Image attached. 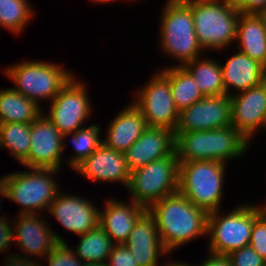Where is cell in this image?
<instances>
[{
	"instance_id": "6da1fadb",
	"label": "cell",
	"mask_w": 266,
	"mask_h": 266,
	"mask_svg": "<svg viewBox=\"0 0 266 266\" xmlns=\"http://www.w3.org/2000/svg\"><path fill=\"white\" fill-rule=\"evenodd\" d=\"M147 211L153 216L161 243L169 254L207 236L209 213L179 191L155 202Z\"/></svg>"
},
{
	"instance_id": "7a4b0ae2",
	"label": "cell",
	"mask_w": 266,
	"mask_h": 266,
	"mask_svg": "<svg viewBox=\"0 0 266 266\" xmlns=\"http://www.w3.org/2000/svg\"><path fill=\"white\" fill-rule=\"evenodd\" d=\"M251 143L235 127L179 132L175 136V152L179 163L189 161H227L244 157Z\"/></svg>"
},
{
	"instance_id": "3957f363",
	"label": "cell",
	"mask_w": 266,
	"mask_h": 266,
	"mask_svg": "<svg viewBox=\"0 0 266 266\" xmlns=\"http://www.w3.org/2000/svg\"><path fill=\"white\" fill-rule=\"evenodd\" d=\"M165 2L159 22L160 50L177 60V66H183L201 57L204 50L195 33L191 6L185 0Z\"/></svg>"
},
{
	"instance_id": "277c9868",
	"label": "cell",
	"mask_w": 266,
	"mask_h": 266,
	"mask_svg": "<svg viewBox=\"0 0 266 266\" xmlns=\"http://www.w3.org/2000/svg\"><path fill=\"white\" fill-rule=\"evenodd\" d=\"M185 1L191 6L195 33L203 50L222 51L235 44L240 16L236 4L225 0Z\"/></svg>"
},
{
	"instance_id": "5b68a950",
	"label": "cell",
	"mask_w": 266,
	"mask_h": 266,
	"mask_svg": "<svg viewBox=\"0 0 266 266\" xmlns=\"http://www.w3.org/2000/svg\"><path fill=\"white\" fill-rule=\"evenodd\" d=\"M28 171H16L3 175L2 185L6 199L20 206V214H40L48 211L60 186L56 177L60 170L27 167Z\"/></svg>"
},
{
	"instance_id": "8992f818",
	"label": "cell",
	"mask_w": 266,
	"mask_h": 266,
	"mask_svg": "<svg viewBox=\"0 0 266 266\" xmlns=\"http://www.w3.org/2000/svg\"><path fill=\"white\" fill-rule=\"evenodd\" d=\"M2 70L12 80L14 90L40 107L41 101L51 102L74 76L69 69L44 60L18 62Z\"/></svg>"
},
{
	"instance_id": "52a82bcc",
	"label": "cell",
	"mask_w": 266,
	"mask_h": 266,
	"mask_svg": "<svg viewBox=\"0 0 266 266\" xmlns=\"http://www.w3.org/2000/svg\"><path fill=\"white\" fill-rule=\"evenodd\" d=\"M226 166L214 160L179 163L178 191L208 213L221 210Z\"/></svg>"
},
{
	"instance_id": "ba28073f",
	"label": "cell",
	"mask_w": 266,
	"mask_h": 266,
	"mask_svg": "<svg viewBox=\"0 0 266 266\" xmlns=\"http://www.w3.org/2000/svg\"><path fill=\"white\" fill-rule=\"evenodd\" d=\"M262 212V205L248 202L238 204L230 212H210L207 227L208 251L228 255L234 250L248 246L254 221Z\"/></svg>"
},
{
	"instance_id": "9c48e42d",
	"label": "cell",
	"mask_w": 266,
	"mask_h": 266,
	"mask_svg": "<svg viewBox=\"0 0 266 266\" xmlns=\"http://www.w3.org/2000/svg\"><path fill=\"white\" fill-rule=\"evenodd\" d=\"M179 161L176 152L152 161L130 173L127 193L135 203L148 209L155 202L178 192Z\"/></svg>"
},
{
	"instance_id": "30bf717a",
	"label": "cell",
	"mask_w": 266,
	"mask_h": 266,
	"mask_svg": "<svg viewBox=\"0 0 266 266\" xmlns=\"http://www.w3.org/2000/svg\"><path fill=\"white\" fill-rule=\"evenodd\" d=\"M86 87V83L74 75L50 102L49 111L44 112L62 135L84 127L92 116L93 107Z\"/></svg>"
},
{
	"instance_id": "8fae6325",
	"label": "cell",
	"mask_w": 266,
	"mask_h": 266,
	"mask_svg": "<svg viewBox=\"0 0 266 266\" xmlns=\"http://www.w3.org/2000/svg\"><path fill=\"white\" fill-rule=\"evenodd\" d=\"M133 104L141 111L148 127H163L175 131L179 111L172 97L169 79L161 72L150 77L134 93Z\"/></svg>"
},
{
	"instance_id": "7c38bea8",
	"label": "cell",
	"mask_w": 266,
	"mask_h": 266,
	"mask_svg": "<svg viewBox=\"0 0 266 266\" xmlns=\"http://www.w3.org/2000/svg\"><path fill=\"white\" fill-rule=\"evenodd\" d=\"M16 216V219L12 218L11 220L14 222V244H17L16 246H19L18 248H21L20 252H22L20 254L18 253L19 256L29 259H32L34 256V260L36 259L35 257H41V259H43L58 243H67V241L61 237L63 235H59L52 230L53 228H50V224L45 220V216H42V213L17 214ZM26 253L29 254V256H26Z\"/></svg>"
},
{
	"instance_id": "4fadbf2b",
	"label": "cell",
	"mask_w": 266,
	"mask_h": 266,
	"mask_svg": "<svg viewBox=\"0 0 266 266\" xmlns=\"http://www.w3.org/2000/svg\"><path fill=\"white\" fill-rule=\"evenodd\" d=\"M63 135L43 112L30 125V150L21 163L25 167L60 170Z\"/></svg>"
},
{
	"instance_id": "5bb4252c",
	"label": "cell",
	"mask_w": 266,
	"mask_h": 266,
	"mask_svg": "<svg viewBox=\"0 0 266 266\" xmlns=\"http://www.w3.org/2000/svg\"><path fill=\"white\" fill-rule=\"evenodd\" d=\"M232 100L228 95L208 96L179 113V132L204 131L231 126Z\"/></svg>"
},
{
	"instance_id": "9a60e30c",
	"label": "cell",
	"mask_w": 266,
	"mask_h": 266,
	"mask_svg": "<svg viewBox=\"0 0 266 266\" xmlns=\"http://www.w3.org/2000/svg\"><path fill=\"white\" fill-rule=\"evenodd\" d=\"M92 200L71 195L59 190L47 213L58 221L63 228L76 235H83L99 225L100 209Z\"/></svg>"
},
{
	"instance_id": "2e32d148",
	"label": "cell",
	"mask_w": 266,
	"mask_h": 266,
	"mask_svg": "<svg viewBox=\"0 0 266 266\" xmlns=\"http://www.w3.org/2000/svg\"><path fill=\"white\" fill-rule=\"evenodd\" d=\"M230 98L231 126L251 143L261 128L266 129V80Z\"/></svg>"
},
{
	"instance_id": "e0dca14e",
	"label": "cell",
	"mask_w": 266,
	"mask_h": 266,
	"mask_svg": "<svg viewBox=\"0 0 266 266\" xmlns=\"http://www.w3.org/2000/svg\"><path fill=\"white\" fill-rule=\"evenodd\" d=\"M74 171L83 178L103 183H121L127 188L130 171L124 152L116 151L102 143L89 157L80 163Z\"/></svg>"
},
{
	"instance_id": "ac0fdd59",
	"label": "cell",
	"mask_w": 266,
	"mask_h": 266,
	"mask_svg": "<svg viewBox=\"0 0 266 266\" xmlns=\"http://www.w3.org/2000/svg\"><path fill=\"white\" fill-rule=\"evenodd\" d=\"M175 152V135L168 128L147 127L124 153L130 172Z\"/></svg>"
},
{
	"instance_id": "d6986e66",
	"label": "cell",
	"mask_w": 266,
	"mask_h": 266,
	"mask_svg": "<svg viewBox=\"0 0 266 266\" xmlns=\"http://www.w3.org/2000/svg\"><path fill=\"white\" fill-rule=\"evenodd\" d=\"M124 244L138 266H160V256L169 257L161 243L155 220L147 210L135 222Z\"/></svg>"
},
{
	"instance_id": "ffe728a7",
	"label": "cell",
	"mask_w": 266,
	"mask_h": 266,
	"mask_svg": "<svg viewBox=\"0 0 266 266\" xmlns=\"http://www.w3.org/2000/svg\"><path fill=\"white\" fill-rule=\"evenodd\" d=\"M108 199L103 201L105 207L100 208L99 225L114 244H124L135 222L147 209L132 200L125 202L114 197Z\"/></svg>"
},
{
	"instance_id": "44dd1931",
	"label": "cell",
	"mask_w": 266,
	"mask_h": 266,
	"mask_svg": "<svg viewBox=\"0 0 266 266\" xmlns=\"http://www.w3.org/2000/svg\"><path fill=\"white\" fill-rule=\"evenodd\" d=\"M233 53L224 64L220 63L225 94L228 96L253 88L266 80L262 64L239 50Z\"/></svg>"
},
{
	"instance_id": "7402d4cb",
	"label": "cell",
	"mask_w": 266,
	"mask_h": 266,
	"mask_svg": "<svg viewBox=\"0 0 266 266\" xmlns=\"http://www.w3.org/2000/svg\"><path fill=\"white\" fill-rule=\"evenodd\" d=\"M120 111L107 125V137L104 136L103 143L116 151L125 153L148 126L141 111L133 102Z\"/></svg>"
},
{
	"instance_id": "603a6c76",
	"label": "cell",
	"mask_w": 266,
	"mask_h": 266,
	"mask_svg": "<svg viewBox=\"0 0 266 266\" xmlns=\"http://www.w3.org/2000/svg\"><path fill=\"white\" fill-rule=\"evenodd\" d=\"M235 45L237 50L266 65V17L264 14L240 13Z\"/></svg>"
},
{
	"instance_id": "cb8c5ba5",
	"label": "cell",
	"mask_w": 266,
	"mask_h": 266,
	"mask_svg": "<svg viewBox=\"0 0 266 266\" xmlns=\"http://www.w3.org/2000/svg\"><path fill=\"white\" fill-rule=\"evenodd\" d=\"M42 108L12 87L0 89V124L32 123L44 112Z\"/></svg>"
},
{
	"instance_id": "d4e9b609",
	"label": "cell",
	"mask_w": 266,
	"mask_h": 266,
	"mask_svg": "<svg viewBox=\"0 0 266 266\" xmlns=\"http://www.w3.org/2000/svg\"><path fill=\"white\" fill-rule=\"evenodd\" d=\"M183 67L191 74L204 97L225 95L219 61L202 56L187 62Z\"/></svg>"
},
{
	"instance_id": "484cf974",
	"label": "cell",
	"mask_w": 266,
	"mask_h": 266,
	"mask_svg": "<svg viewBox=\"0 0 266 266\" xmlns=\"http://www.w3.org/2000/svg\"><path fill=\"white\" fill-rule=\"evenodd\" d=\"M160 71L169 79L172 97L179 113L204 98L195 80L183 66L175 64Z\"/></svg>"
},
{
	"instance_id": "4316f807",
	"label": "cell",
	"mask_w": 266,
	"mask_h": 266,
	"mask_svg": "<svg viewBox=\"0 0 266 266\" xmlns=\"http://www.w3.org/2000/svg\"><path fill=\"white\" fill-rule=\"evenodd\" d=\"M101 127L98 124L86 125L74 133L63 135V153L67 143L66 140L71 136L74 155L63 161L67 166L74 170L80 163L89 157L102 143L103 139L100 137Z\"/></svg>"
},
{
	"instance_id": "83f0119b",
	"label": "cell",
	"mask_w": 266,
	"mask_h": 266,
	"mask_svg": "<svg viewBox=\"0 0 266 266\" xmlns=\"http://www.w3.org/2000/svg\"><path fill=\"white\" fill-rule=\"evenodd\" d=\"M79 237L74 249L78 259L83 263H106L114 243L100 225Z\"/></svg>"
},
{
	"instance_id": "f1b7e54d",
	"label": "cell",
	"mask_w": 266,
	"mask_h": 266,
	"mask_svg": "<svg viewBox=\"0 0 266 266\" xmlns=\"http://www.w3.org/2000/svg\"><path fill=\"white\" fill-rule=\"evenodd\" d=\"M31 123L0 124V150L6 149L22 163L29 155Z\"/></svg>"
},
{
	"instance_id": "f546056e",
	"label": "cell",
	"mask_w": 266,
	"mask_h": 266,
	"mask_svg": "<svg viewBox=\"0 0 266 266\" xmlns=\"http://www.w3.org/2000/svg\"><path fill=\"white\" fill-rule=\"evenodd\" d=\"M34 10L28 0H0V26L15 35L20 34L32 21Z\"/></svg>"
},
{
	"instance_id": "4dcf8cb0",
	"label": "cell",
	"mask_w": 266,
	"mask_h": 266,
	"mask_svg": "<svg viewBox=\"0 0 266 266\" xmlns=\"http://www.w3.org/2000/svg\"><path fill=\"white\" fill-rule=\"evenodd\" d=\"M74 248L69 243H58L56 247L45 257L48 266H83L84 263L77 258ZM44 266V265H41Z\"/></svg>"
},
{
	"instance_id": "1f68e13d",
	"label": "cell",
	"mask_w": 266,
	"mask_h": 266,
	"mask_svg": "<svg viewBox=\"0 0 266 266\" xmlns=\"http://www.w3.org/2000/svg\"><path fill=\"white\" fill-rule=\"evenodd\" d=\"M227 256L232 266H265L266 264V260L249 245L234 250Z\"/></svg>"
},
{
	"instance_id": "d6a6232c",
	"label": "cell",
	"mask_w": 266,
	"mask_h": 266,
	"mask_svg": "<svg viewBox=\"0 0 266 266\" xmlns=\"http://www.w3.org/2000/svg\"><path fill=\"white\" fill-rule=\"evenodd\" d=\"M249 246L266 260V214L264 212L254 221Z\"/></svg>"
},
{
	"instance_id": "836d02e7",
	"label": "cell",
	"mask_w": 266,
	"mask_h": 266,
	"mask_svg": "<svg viewBox=\"0 0 266 266\" xmlns=\"http://www.w3.org/2000/svg\"><path fill=\"white\" fill-rule=\"evenodd\" d=\"M106 264L107 266H138L125 244H114L112 246Z\"/></svg>"
},
{
	"instance_id": "e575fe53",
	"label": "cell",
	"mask_w": 266,
	"mask_h": 266,
	"mask_svg": "<svg viewBox=\"0 0 266 266\" xmlns=\"http://www.w3.org/2000/svg\"><path fill=\"white\" fill-rule=\"evenodd\" d=\"M8 217L0 218V252H9V247L14 243L13 221L7 220ZM10 221V222H9ZM12 222V223H11ZM12 224V225H11Z\"/></svg>"
},
{
	"instance_id": "d590c367",
	"label": "cell",
	"mask_w": 266,
	"mask_h": 266,
	"mask_svg": "<svg viewBox=\"0 0 266 266\" xmlns=\"http://www.w3.org/2000/svg\"><path fill=\"white\" fill-rule=\"evenodd\" d=\"M236 6L240 13L264 14L266 12V0H240Z\"/></svg>"
},
{
	"instance_id": "8d00e7d4",
	"label": "cell",
	"mask_w": 266,
	"mask_h": 266,
	"mask_svg": "<svg viewBox=\"0 0 266 266\" xmlns=\"http://www.w3.org/2000/svg\"><path fill=\"white\" fill-rule=\"evenodd\" d=\"M38 260L25 258L15 254L14 252L11 255H7L4 259V265L2 266H41Z\"/></svg>"
},
{
	"instance_id": "74e56055",
	"label": "cell",
	"mask_w": 266,
	"mask_h": 266,
	"mask_svg": "<svg viewBox=\"0 0 266 266\" xmlns=\"http://www.w3.org/2000/svg\"><path fill=\"white\" fill-rule=\"evenodd\" d=\"M196 266H232V264L227 255L208 252V255L205 257V259Z\"/></svg>"
},
{
	"instance_id": "f35d334b",
	"label": "cell",
	"mask_w": 266,
	"mask_h": 266,
	"mask_svg": "<svg viewBox=\"0 0 266 266\" xmlns=\"http://www.w3.org/2000/svg\"><path fill=\"white\" fill-rule=\"evenodd\" d=\"M160 266H196V265H192L191 263H189V262H181V261H170V260H168L167 259V261H165V262H163V264L162 265H160Z\"/></svg>"
},
{
	"instance_id": "ab89813d",
	"label": "cell",
	"mask_w": 266,
	"mask_h": 266,
	"mask_svg": "<svg viewBox=\"0 0 266 266\" xmlns=\"http://www.w3.org/2000/svg\"><path fill=\"white\" fill-rule=\"evenodd\" d=\"M1 195H2V196H1ZM0 197H2V199H3V197L6 198V192H5V190H4V186H3L2 184L0 185ZM0 199H1V198H0ZM0 204H1V201H0ZM1 207H2V206L0 205V210H2ZM0 214H2V216L0 215V218H3V217L6 216V215H3V213H1V212H0Z\"/></svg>"
},
{
	"instance_id": "60d3db41",
	"label": "cell",
	"mask_w": 266,
	"mask_h": 266,
	"mask_svg": "<svg viewBox=\"0 0 266 266\" xmlns=\"http://www.w3.org/2000/svg\"><path fill=\"white\" fill-rule=\"evenodd\" d=\"M89 1H91V2H95V3H97V4H110V3H114V2H116V1H119V0H89ZM114 1V2H113Z\"/></svg>"
},
{
	"instance_id": "b9f144b4",
	"label": "cell",
	"mask_w": 266,
	"mask_h": 266,
	"mask_svg": "<svg viewBox=\"0 0 266 266\" xmlns=\"http://www.w3.org/2000/svg\"><path fill=\"white\" fill-rule=\"evenodd\" d=\"M83 266H107L106 263H84Z\"/></svg>"
},
{
	"instance_id": "7bdbcfd3",
	"label": "cell",
	"mask_w": 266,
	"mask_h": 266,
	"mask_svg": "<svg viewBox=\"0 0 266 266\" xmlns=\"http://www.w3.org/2000/svg\"><path fill=\"white\" fill-rule=\"evenodd\" d=\"M226 2L237 4L240 0H225Z\"/></svg>"
},
{
	"instance_id": "ee69618b",
	"label": "cell",
	"mask_w": 266,
	"mask_h": 266,
	"mask_svg": "<svg viewBox=\"0 0 266 266\" xmlns=\"http://www.w3.org/2000/svg\"><path fill=\"white\" fill-rule=\"evenodd\" d=\"M263 212L266 214V200H265V203L263 205Z\"/></svg>"
},
{
	"instance_id": "f6af8a7d",
	"label": "cell",
	"mask_w": 266,
	"mask_h": 266,
	"mask_svg": "<svg viewBox=\"0 0 266 266\" xmlns=\"http://www.w3.org/2000/svg\"><path fill=\"white\" fill-rule=\"evenodd\" d=\"M2 179H3V177L0 176V185L2 184Z\"/></svg>"
},
{
	"instance_id": "bcb514c9",
	"label": "cell",
	"mask_w": 266,
	"mask_h": 266,
	"mask_svg": "<svg viewBox=\"0 0 266 266\" xmlns=\"http://www.w3.org/2000/svg\"><path fill=\"white\" fill-rule=\"evenodd\" d=\"M119 1H122V0H119ZM125 1H126V0H125ZM128 1H130V2H131V1H134V2H135L136 0H127V2H128ZM138 1H139V0H138Z\"/></svg>"
}]
</instances>
